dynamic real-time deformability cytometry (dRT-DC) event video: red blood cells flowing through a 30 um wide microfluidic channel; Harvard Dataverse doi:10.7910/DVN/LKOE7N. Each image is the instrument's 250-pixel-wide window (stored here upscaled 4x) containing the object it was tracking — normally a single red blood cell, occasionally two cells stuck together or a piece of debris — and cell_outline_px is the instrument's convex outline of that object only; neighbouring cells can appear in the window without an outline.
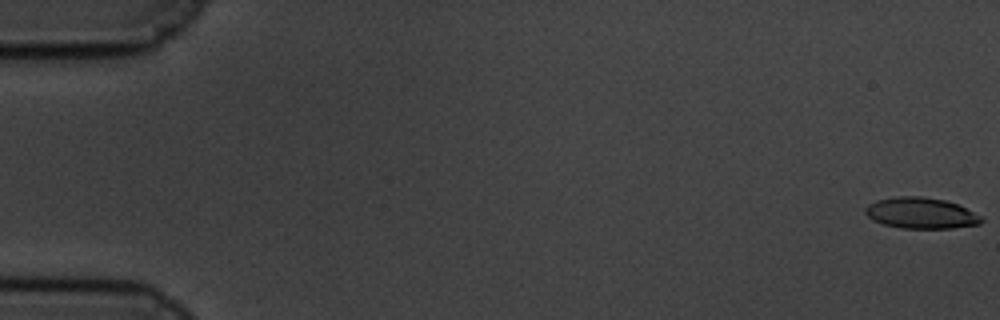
{"species": "common noctule bat (a hibernating species)", "species_latin": "Nyctalus noctula", "temperature_condition": "cold", "stored_images_in_passage": 60, "camera_frame_rate_fps": 3000, "um_per_image_px": 0.085, "animal": {"sex": "male", "body_mass_g": 19.5, "forearm_length_mm": 54.6}, "frame": {"image": 1, "passage_image": 1, "time_ms": 0.0, "image_size_px": [1000, 320], "cell_outline_px": [[984, 220], [980, 224], [952, 228], [900, 228], [884, 224], [872, 220], [864, 212], [864, 208], [868, 204], [876, 200], [900, 196], [920, 196], [944, 200], [956, 204], [980, 216]], "centroid_in_image_um": [78.24, 18.12], "position_along_channel_um": 6.8, "area_um2": 20.81}}
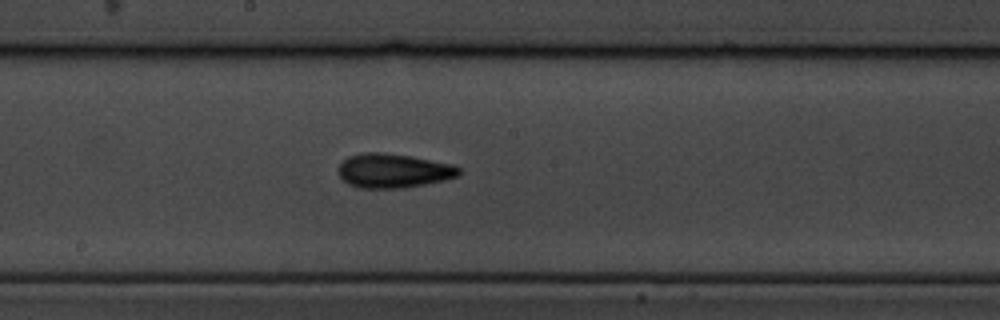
{"frame": {"image": 2, "passage_image": 33, "time_ms": 10.667, "image_size_px": [1000, 320], "cell_outline_px": [[460, 172], [456, 176], [444, 180], [404, 188], [360, 188], [348, 184], [336, 172], [336, 168], [348, 156], [364, 152], [384, 152], [412, 156], [452, 164], [460, 168]], "centroid_in_image_um": [33.39, 14.5], "position_along_channel_um": 214.8, "area_um2": 24.16}}
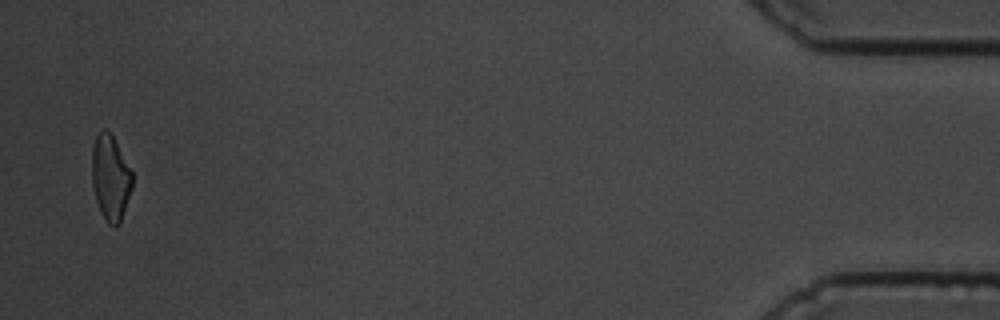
{"frame": {"image": 3, "passage_image": 59, "time_ms": 19.333, "image_size_px": [1000, 320], "cell_outline_px": [[132, 188], [120, 224], [108, 224], [104, 220], [100, 212], [96, 200], [92, 184], [92, 148], [96, 136], [104, 128], [112, 136], [132, 172]], "centroid_in_image_um": [9.38, 15.14], "position_along_channel_um": 425.8, "area_um2": 19.83}, "authors_computed_cell_mechanics": {"area_um2": 21.7906, "velocity_mm_per_s": 3.3893, "shape_relaxation_time_tau1_ms": 3.7624, "shape_relaxation_time_tau2_ms": 4.8994, "deformation_change_tau1": 0.1191, "deformation_change_tau2": 0.1234}}